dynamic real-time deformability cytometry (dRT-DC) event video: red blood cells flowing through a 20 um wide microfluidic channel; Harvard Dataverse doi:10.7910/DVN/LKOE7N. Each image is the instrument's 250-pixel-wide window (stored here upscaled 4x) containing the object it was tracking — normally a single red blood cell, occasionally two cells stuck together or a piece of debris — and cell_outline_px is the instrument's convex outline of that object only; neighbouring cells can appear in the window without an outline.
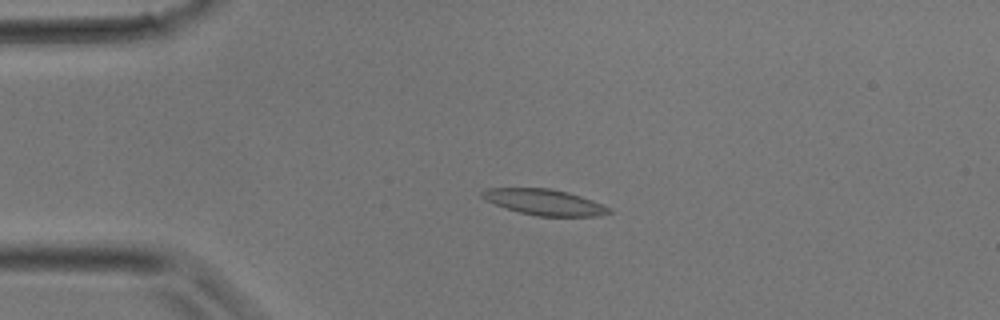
{"species": "common noctule bat (a hibernating species)", "species_latin": "Nyctalus noctula", "temperature_condition": "room temperature", "stored_images_in_passage": 33, "camera_frame_rate_fps": 3000, "um_per_image_px": 0.085, "animal": {"sex": "male", "body_mass_g": 17.9}, "frame": {"image": 1, "passage_image": 6, "time_ms": 1.667, "image_size_px": [1000, 320], "cell_outline_px": [[612, 212], [596, 216], [536, 216], [520, 212], [496, 204], [480, 196], [480, 192], [488, 188], [548, 188], [568, 192], [592, 200], [608, 208]], "centroid_in_image_um": [46.26, 17.18], "position_along_channel_um": 38.7, "area_um2": 18.73}}
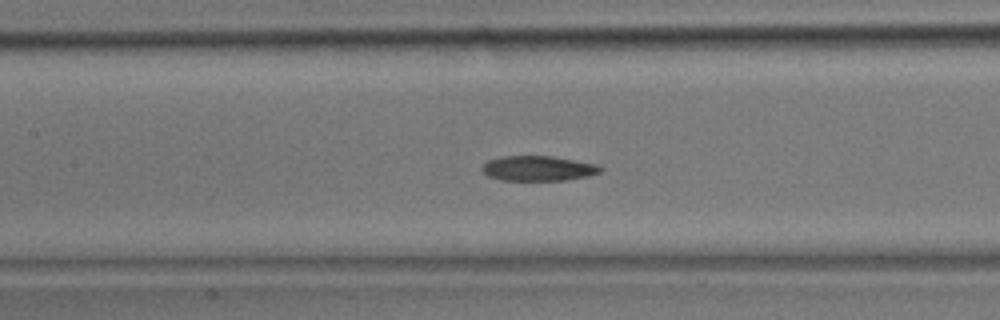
{"frame": {"image": 2, "passage_image": 14, "time_ms": 4.333, "image_size_px": [1000, 320], "cell_outline_px": [[604, 168], [600, 172], [588, 176], [564, 180], [500, 180], [488, 176], [480, 168], [488, 160], [504, 156], [552, 156], [600, 164]], "centroid_in_image_um": [45.78, 14.31], "position_along_channel_um": 161.6, "area_um2": 17.34}}
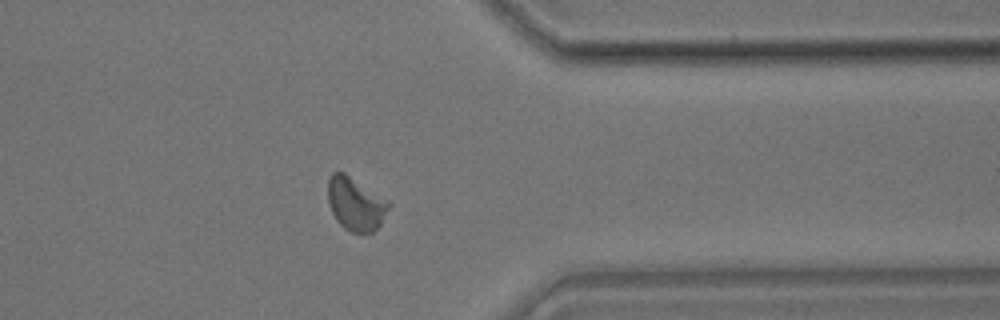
{"frame": {"image": 3, "passage_image": 26, "time_ms": 8.333, "image_size_px": [1000, 320], "cell_outline_px": [[392, 204], [380, 224], [372, 232], [352, 232], [344, 228], [336, 220], [332, 212], [328, 200], [328, 180], [332, 172], [344, 172], [388, 200]], "centroid_in_image_um": [30.23, 17.32], "position_along_channel_um": 381.2, "area_um2": 18.73}}